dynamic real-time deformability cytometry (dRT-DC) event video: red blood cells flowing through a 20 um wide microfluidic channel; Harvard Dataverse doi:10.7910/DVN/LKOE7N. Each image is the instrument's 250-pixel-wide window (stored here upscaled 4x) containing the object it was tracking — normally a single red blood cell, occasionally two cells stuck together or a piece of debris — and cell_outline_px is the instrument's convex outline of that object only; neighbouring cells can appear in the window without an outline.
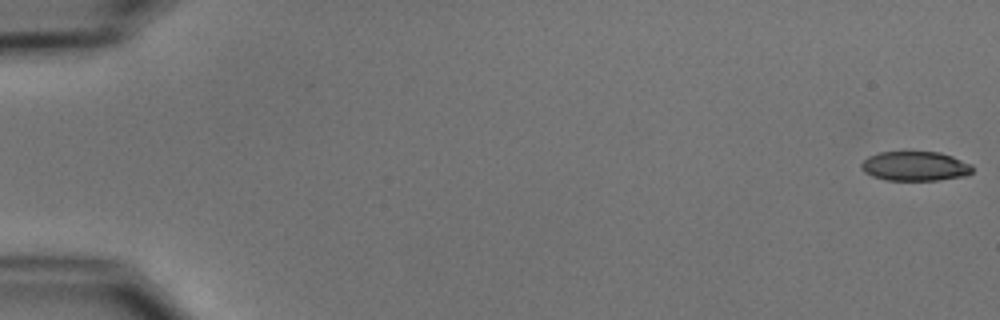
{"species": "common noctule bat (a hibernating species)", "species_latin": "Nyctalus noctula", "temperature_condition": "cold", "stored_images_in_passage": 55, "camera_frame_rate_fps": 3000, "um_per_image_px": 0.085, "animal": {"sex": "male", "body_mass_g": 15.6}, "frame": {"image": 1, "passage_image": 1, "time_ms": 0.0, "image_size_px": [1000, 320], "cell_outline_px": [[972, 172], [968, 176], [936, 180], [888, 180], [872, 176], [864, 172], [860, 168], [860, 164], [868, 156], [880, 152], [940, 152], [952, 156], [972, 164]], "centroid_in_image_um": [77.79, 14.12], "position_along_channel_um": 7.2, "area_um2": 19.19}}
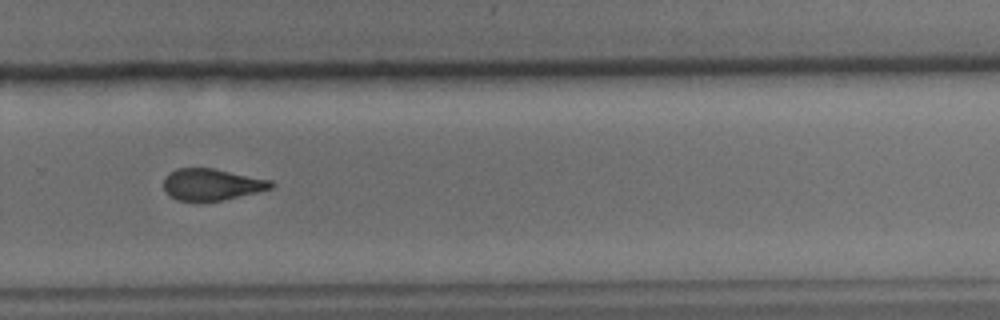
{"frame": {"image": 2, "passage_image": 38, "time_ms": 12.333, "image_size_px": [1000, 320], "cell_outline_px": [[276, 184], [272, 188], [256, 192], [220, 200], [176, 200], [164, 192], [164, 176], [168, 172], [176, 168], [212, 168], [272, 180]], "centroid_in_image_um": [17.96, 15.66], "position_along_channel_um": 311.8, "area_um2": 19.65}}
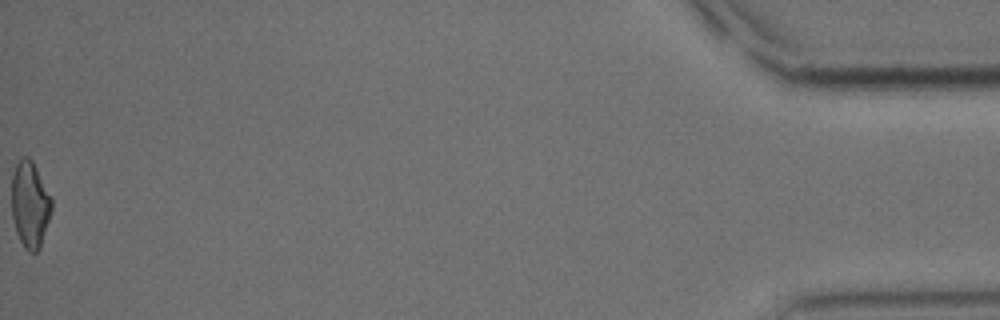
{"frame": {"image": 3, "passage_image": 55, "time_ms": 18.0, "image_size_px": [1000, 320], "cell_outline_px": [[52, 212], [40, 248], [36, 252], [28, 252], [24, 248], [16, 232], [12, 216], [12, 172], [20, 156], [28, 156], [32, 160], [52, 200]], "centroid_in_image_um": [2.54, 17.38], "position_along_channel_um": 432.7, "area_um2": 20.23}, "authors_computed_cell_mechanics": {"area_um2": 20.519, "velocity_mm_per_s": 3.7514, "shape_relaxation_time_tau1_ms": 5.142, "shape_relaxation_time_tau2_ms": 2.749, "deformation_change_tau1": 0.1394, "deformation_change_tau2": 0.0814}}